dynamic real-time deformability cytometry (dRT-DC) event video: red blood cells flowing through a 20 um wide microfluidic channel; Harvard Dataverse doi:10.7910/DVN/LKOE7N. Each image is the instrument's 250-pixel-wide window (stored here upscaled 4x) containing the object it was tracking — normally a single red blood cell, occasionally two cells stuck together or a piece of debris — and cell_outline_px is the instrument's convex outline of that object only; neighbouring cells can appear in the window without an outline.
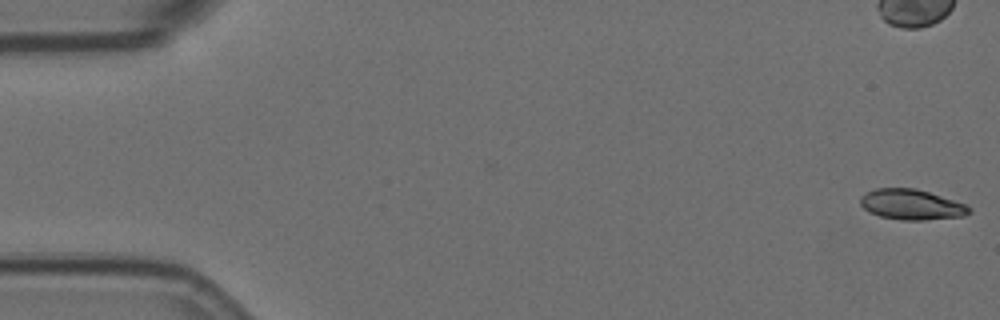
{"species": "Egyptian fruit bat (a non-hibernating species)", "species_latin": "Rousettus aegyptiacus", "temperature_condition": "room temperature", "stored_images_in_passage": 2, "camera_frame_rate_fps": 3000, "um_per_image_px": 0.085, "animal": {"sex": "female"}, "frame": {"image": 1, "passage_image": 2, "time_ms": 0.333, "image_size_px": [1000, 320], "cell_outline_px": [[972, 212], [964, 216], [924, 220], [900, 220], [880, 216], [868, 212], [860, 204], [860, 196], [864, 192], [876, 188], [916, 188], [964, 204], [972, 208]], "centroid_in_image_um": [77.44, 17.39], "position_along_channel_um": 7.6, "area_um2": 19.31}}